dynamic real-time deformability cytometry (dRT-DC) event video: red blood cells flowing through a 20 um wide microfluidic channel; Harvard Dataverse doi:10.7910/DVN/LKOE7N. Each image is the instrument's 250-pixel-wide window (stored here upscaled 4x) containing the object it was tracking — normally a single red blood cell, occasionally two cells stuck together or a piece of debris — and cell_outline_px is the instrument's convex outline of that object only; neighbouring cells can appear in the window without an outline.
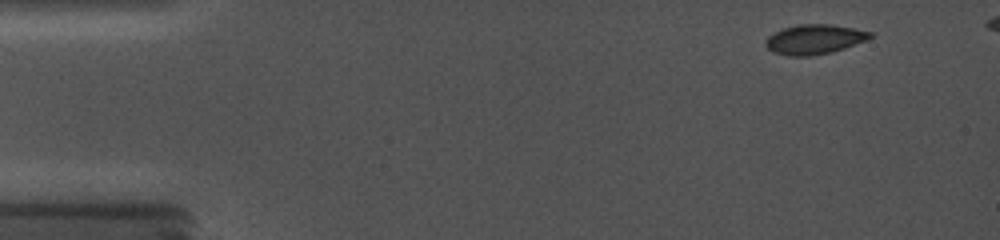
{"species": "common noctule bat (a hibernating species)", "species_latin": "Nyctalus noctula", "temperature_condition": "cold", "stored_images_in_passage": 3, "camera_frame_rate_fps": 5000, "um_per_image_px": 0.085, "animal": {"sex": "female", "body_mass_g": 19.0, "forearm_length_mm": 56.7}, "frame": {"image": 1, "passage_image": 1, "time_ms": 0.0, "image_size_px": [1000, 240], "cell_outline_px": [[876, 32], [872, 36], [864, 40], [844, 48], [828, 52], [808, 56], [788, 56], [772, 52], [764, 44], [764, 40], [768, 36], [784, 28], [796, 24], [828, 24]], "centroid_in_image_um": [69.18, 3.33], "position_along_channel_um": 15.8, "area_um2": 17.92}}